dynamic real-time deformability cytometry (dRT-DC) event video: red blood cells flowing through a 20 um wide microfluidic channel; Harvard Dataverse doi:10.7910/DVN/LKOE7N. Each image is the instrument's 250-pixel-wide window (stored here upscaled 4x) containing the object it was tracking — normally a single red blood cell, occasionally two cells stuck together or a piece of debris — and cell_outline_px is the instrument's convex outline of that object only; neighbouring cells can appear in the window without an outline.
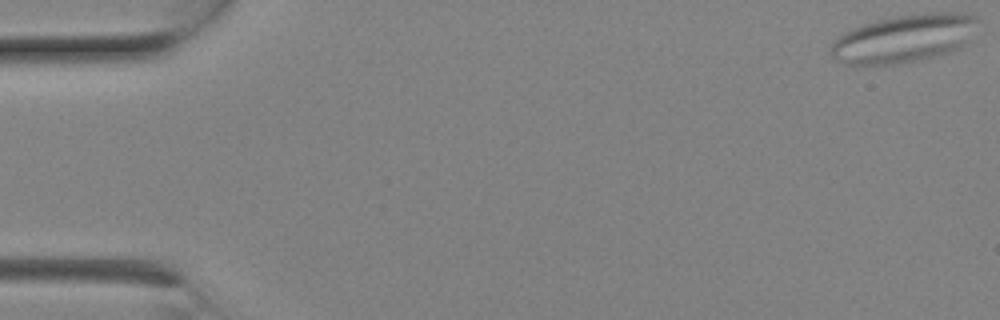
{"species": "Egyptian fruit bat (a non-hibernating species)", "species_latin": "Rousettus aegyptiacus", "temperature_condition": "room temperature", "stored_images_in_passage": 8, "camera_frame_rate_fps": 3000, "um_per_image_px": 0.085, "animal": {"sex": "female"}, "frame": {"image": 1, "passage_image": 1, "time_ms": 0.0, "image_size_px": [1000, 320], "cell_outline_px": [[980, 20], [964, 44], [952, 52], [920, 60], [896, 64], [848, 64], [836, 60], [832, 56], [832, 40], [836, 36], [852, 28], [876, 20], [892, 16], [924, 12], [960, 12], [976, 16]], "centroid_in_image_um": [76.84, 3.25], "position_along_channel_um": 8.2, "area_um2": 41.27}}
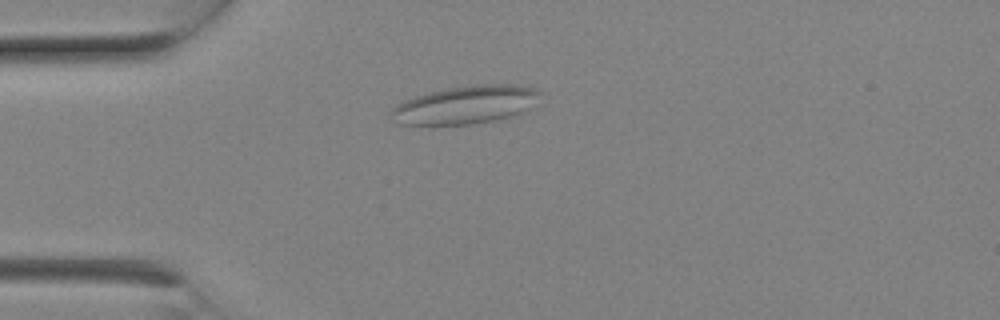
{"frame": {"image": 2, "passage_image": 6, "time_ms": 1.667, "image_size_px": [1000, 320], "cell_outline_px": [[544, 92], [528, 108], [516, 116], [496, 120], [472, 124], [432, 128], [400, 124], [392, 112], [392, 108], [396, 104], [404, 100], [428, 92], [448, 88], [472, 84], [516, 84], [536, 88]], "centroid_in_image_um": [39.58, 8.94], "position_along_channel_um": 45.4, "area_um2": 33.99}}